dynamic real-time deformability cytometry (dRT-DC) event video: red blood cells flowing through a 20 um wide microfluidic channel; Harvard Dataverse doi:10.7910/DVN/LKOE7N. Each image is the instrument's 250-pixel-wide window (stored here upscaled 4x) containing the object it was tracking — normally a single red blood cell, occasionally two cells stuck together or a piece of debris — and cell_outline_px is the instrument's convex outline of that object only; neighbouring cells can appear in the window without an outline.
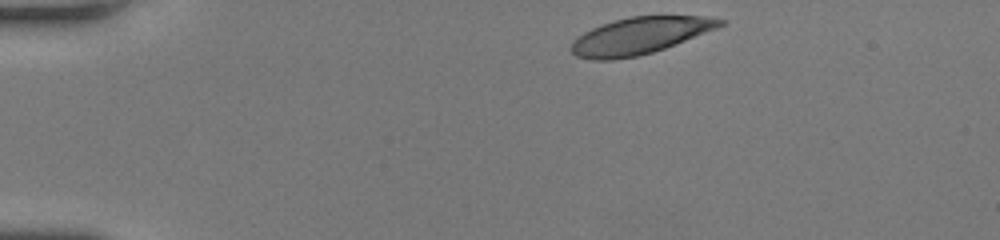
{"species": "human", "species_latin": "Homo sapiens", "temperature_condition": "room temperature", "stored_images_in_passage": 35, "camera_frame_rate_fps": 3000, "um_per_image_px": 0.085, "donor": {"sex": "female"}, "frame": {"image": 1, "passage_image": 1, "time_ms": 0.0, "image_size_px": [1000, 240], "cell_outline_px": [[728, 20], [724, 24], [716, 28], [664, 48], [652, 52], [636, 56], [612, 60], [592, 60], [576, 56], [568, 48], [572, 40], [584, 32], [592, 28], [612, 20], [632, 16], [704, 16]], "centroid_in_image_um": [54.32, 3.03], "position_along_channel_um": 30.7, "area_um2": 31.79}}
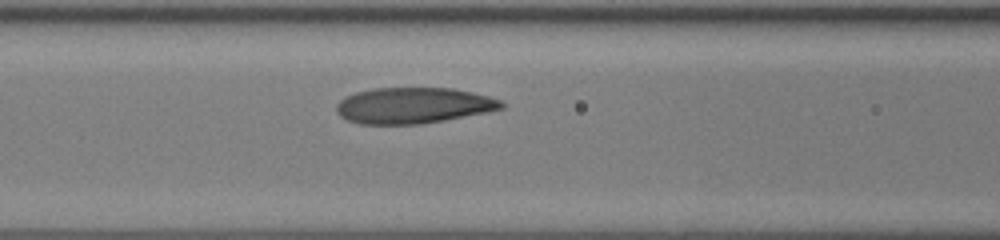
{"frame": {"image": 2, "passage_image": 14, "time_ms": 4.333, "image_size_px": [1000, 240], "cell_outline_px": [[504, 108], [488, 112], [444, 120], [420, 124], [360, 124], [348, 120], [340, 116], [336, 112], [336, 104], [344, 96], [356, 92], [376, 88], [452, 88], [472, 92], [488, 96], [500, 100], [504, 104]], "centroid_in_image_um": [35.12, 8.96], "position_along_channel_um": 131.5, "area_um2": 34.62}}
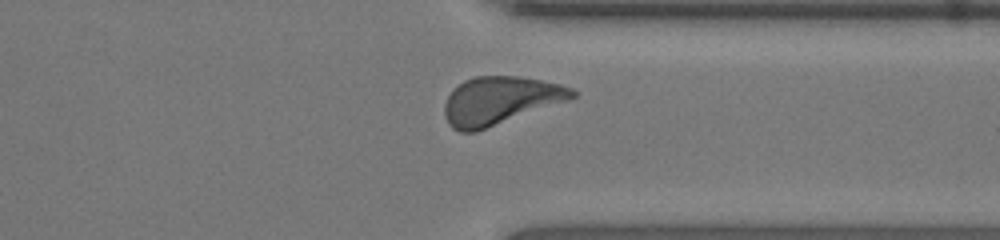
{"frame": {"image": 3, "passage_image": 31, "time_ms": 10.0, "image_size_px": [1000, 240], "cell_outline_px": [[576, 96], [568, 100], [476, 132], [460, 132], [452, 128], [448, 124], [444, 116], [444, 104], [452, 88], [464, 80], [476, 76], [520, 76], [560, 84], [572, 88], [576, 92]], "centroid_in_image_um": [42.46, 8.55], "position_along_channel_um": 368.9, "area_um2": 35.72}, "authors_computed_cell_mechanics": {"area_um2": 34.6222, "velocity_mm_per_s": 4.1816, "shape_relaxation_time_tau1_ms": 3.8589, "shape_relaxation_time_tau2_ms": 1.3818, "deformation_change_tau1": 0.1454, "deformation_change_tau2": 0.0726}}